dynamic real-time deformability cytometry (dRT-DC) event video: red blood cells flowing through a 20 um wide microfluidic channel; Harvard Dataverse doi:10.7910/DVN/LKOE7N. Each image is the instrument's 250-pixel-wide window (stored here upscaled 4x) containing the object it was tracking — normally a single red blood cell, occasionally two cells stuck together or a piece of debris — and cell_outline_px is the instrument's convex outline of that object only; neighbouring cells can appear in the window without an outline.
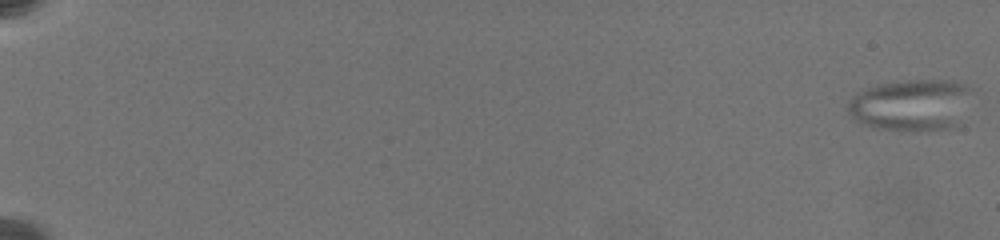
{"species": "common noctule bat (a hibernating species)", "species_latin": "Nyctalus noctula", "temperature_condition": "warm", "stored_images_in_passage": 57, "camera_frame_rate_fps": 3000, "um_per_image_px": 0.085, "animal": {"sex": "female", "body_mass_g": 19.5, "forearm_length_mm": 54.1}, "frame": {"image": 1, "passage_image": 1, "time_ms": 0.0, "image_size_px": [1000, 240], "cell_outline_px": [[976, 88], [964, 124], [960, 128], [932, 132], [908, 132], [872, 128], [860, 124], [852, 120], [848, 112], [848, 104], [852, 96], [856, 92], [876, 84], [908, 80], [956, 80], [968, 84]], "centroid_in_image_um": [77.6, 8.97], "position_along_channel_um": 7.4, "area_um2": 40.06}}
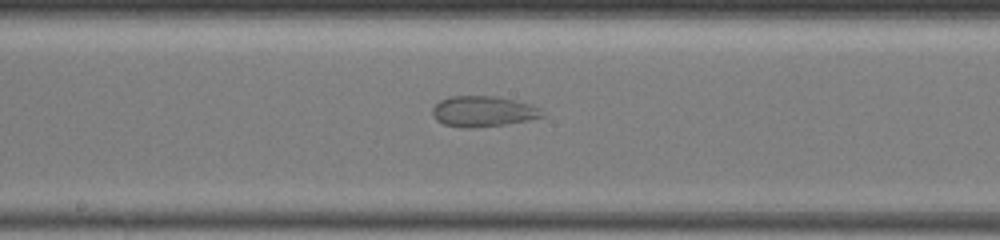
{"frame": {"image": 2, "passage_image": 38, "time_ms": 12.667, "image_size_px": [1000, 240], "cell_outline_px": [[544, 116], [528, 120], [504, 124], [472, 128], [464, 128], [444, 124], [436, 120], [432, 112], [432, 108], [440, 100], [452, 96], [492, 96], [512, 100], [528, 104], [536, 108]], "centroid_in_image_um": [40.98, 9.47], "position_along_channel_um": 207.2, "area_um2": 19.13}}
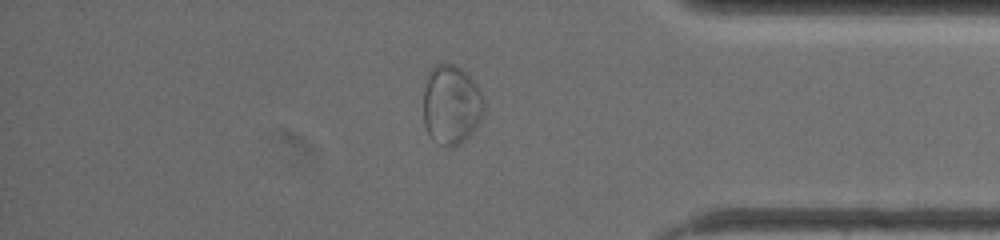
{"frame": {"image": 3, "passage_image": 51, "time_ms": 18.667, "image_size_px": [1000, 240], "cell_outline_px": [[484, 108], [480, 120], [472, 132], [460, 144], [452, 148], [444, 148], [432, 140], [424, 124], [424, 84], [428, 72], [436, 64], [452, 64], [468, 72], [476, 84], [484, 100]], "centroid_in_image_um": [38.34, 8.92], "position_along_channel_um": 396.9, "area_um2": 28.38}}